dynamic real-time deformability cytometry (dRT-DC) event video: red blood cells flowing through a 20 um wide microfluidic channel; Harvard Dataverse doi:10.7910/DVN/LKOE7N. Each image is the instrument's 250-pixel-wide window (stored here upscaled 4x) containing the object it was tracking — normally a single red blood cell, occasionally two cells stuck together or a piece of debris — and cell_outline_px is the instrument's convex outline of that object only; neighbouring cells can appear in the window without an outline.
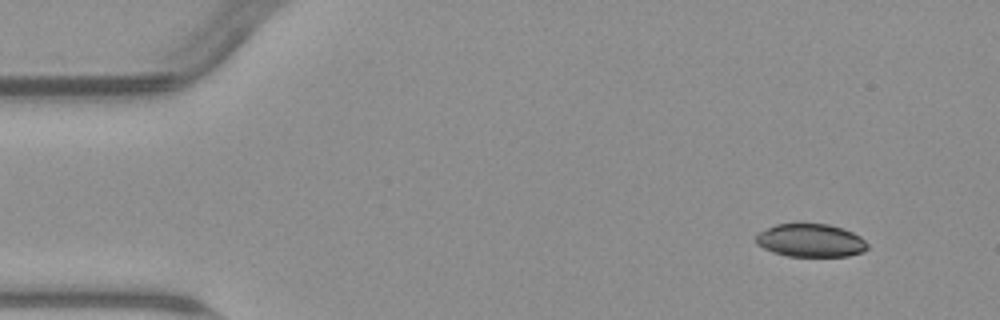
{"species": "common noctule bat (a hibernating species)", "species_latin": "Nyctalus noctula", "temperature_condition": "warm", "stored_images_in_passage": 5, "segment_of_instrument_passage": [1, 2], "camera_frame_rate_fps": 3000, "um_per_image_px": 0.085, "animal": {"sex": "male", "body_mass_g": 23.1, "forearm_length_mm": 52.7}, "frame": {"image": 1, "passage_image": 1, "time_ms": 0.0, "image_size_px": [1000, 320], "cell_outline_px": [[868, 248], [864, 252], [848, 256], [788, 256], [772, 252], [756, 244], [756, 236], [760, 232], [776, 224], [828, 224], [852, 232], [860, 236], [868, 244]], "centroid_in_image_um": [68.92, 20.45], "position_along_channel_um": 16.1, "area_um2": 21.39}}
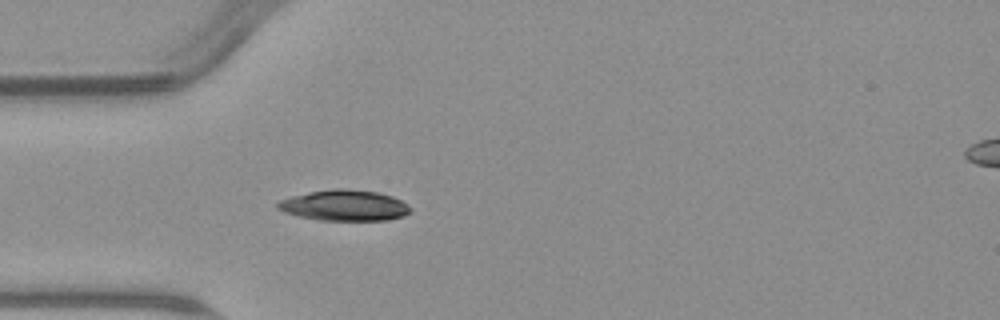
{"frame": {"image": 2, "passage_image": 4, "time_ms": 3.667, "image_size_px": [1000, 320], "cell_outline_px": [[412, 212], [404, 216], [388, 220], [320, 220], [300, 216], [284, 212], [276, 208], [276, 204], [280, 200], [292, 196], [308, 192], [332, 188], [348, 188], [376, 192], [392, 196], [408, 204], [412, 208]], "centroid_in_image_um": [29.3, 17.45], "position_along_channel_um": 55.7, "area_um2": 23.99}}